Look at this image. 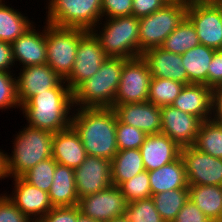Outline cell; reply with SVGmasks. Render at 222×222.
I'll list each match as a JSON object with an SVG mask.
<instances>
[{"label": "cell", "mask_w": 222, "mask_h": 222, "mask_svg": "<svg viewBox=\"0 0 222 222\" xmlns=\"http://www.w3.org/2000/svg\"><path fill=\"white\" fill-rule=\"evenodd\" d=\"M57 164L53 157L42 160L26 172L22 178L30 185L49 192L53 184V176Z\"/></svg>", "instance_id": "cell-34"}, {"label": "cell", "mask_w": 222, "mask_h": 222, "mask_svg": "<svg viewBox=\"0 0 222 222\" xmlns=\"http://www.w3.org/2000/svg\"><path fill=\"white\" fill-rule=\"evenodd\" d=\"M216 50L199 44L181 55L188 84L208 86V68Z\"/></svg>", "instance_id": "cell-26"}, {"label": "cell", "mask_w": 222, "mask_h": 222, "mask_svg": "<svg viewBox=\"0 0 222 222\" xmlns=\"http://www.w3.org/2000/svg\"><path fill=\"white\" fill-rule=\"evenodd\" d=\"M124 215L129 222H165L151 197L127 203Z\"/></svg>", "instance_id": "cell-35"}, {"label": "cell", "mask_w": 222, "mask_h": 222, "mask_svg": "<svg viewBox=\"0 0 222 222\" xmlns=\"http://www.w3.org/2000/svg\"><path fill=\"white\" fill-rule=\"evenodd\" d=\"M119 188L128 203L147 199L152 195L147 170H144L132 179L123 182Z\"/></svg>", "instance_id": "cell-37"}, {"label": "cell", "mask_w": 222, "mask_h": 222, "mask_svg": "<svg viewBox=\"0 0 222 222\" xmlns=\"http://www.w3.org/2000/svg\"><path fill=\"white\" fill-rule=\"evenodd\" d=\"M165 4V0H133L131 15L140 19L154 13Z\"/></svg>", "instance_id": "cell-43"}, {"label": "cell", "mask_w": 222, "mask_h": 222, "mask_svg": "<svg viewBox=\"0 0 222 222\" xmlns=\"http://www.w3.org/2000/svg\"><path fill=\"white\" fill-rule=\"evenodd\" d=\"M167 3H178L181 1H188V0H165Z\"/></svg>", "instance_id": "cell-51"}, {"label": "cell", "mask_w": 222, "mask_h": 222, "mask_svg": "<svg viewBox=\"0 0 222 222\" xmlns=\"http://www.w3.org/2000/svg\"><path fill=\"white\" fill-rule=\"evenodd\" d=\"M146 136L144 131L120 122L116 116V143L119 151L139 149Z\"/></svg>", "instance_id": "cell-38"}, {"label": "cell", "mask_w": 222, "mask_h": 222, "mask_svg": "<svg viewBox=\"0 0 222 222\" xmlns=\"http://www.w3.org/2000/svg\"><path fill=\"white\" fill-rule=\"evenodd\" d=\"M12 180V193L3 192L32 222H39L53 208L48 192L30 185L22 177Z\"/></svg>", "instance_id": "cell-14"}, {"label": "cell", "mask_w": 222, "mask_h": 222, "mask_svg": "<svg viewBox=\"0 0 222 222\" xmlns=\"http://www.w3.org/2000/svg\"><path fill=\"white\" fill-rule=\"evenodd\" d=\"M0 222H32L23 214L15 204L6 196L0 193Z\"/></svg>", "instance_id": "cell-39"}, {"label": "cell", "mask_w": 222, "mask_h": 222, "mask_svg": "<svg viewBox=\"0 0 222 222\" xmlns=\"http://www.w3.org/2000/svg\"><path fill=\"white\" fill-rule=\"evenodd\" d=\"M202 122L200 118L172 105L161 107V133L180 148L193 146Z\"/></svg>", "instance_id": "cell-16"}, {"label": "cell", "mask_w": 222, "mask_h": 222, "mask_svg": "<svg viewBox=\"0 0 222 222\" xmlns=\"http://www.w3.org/2000/svg\"><path fill=\"white\" fill-rule=\"evenodd\" d=\"M13 8L7 1H0V41L12 44L19 36L24 34L35 22Z\"/></svg>", "instance_id": "cell-28"}, {"label": "cell", "mask_w": 222, "mask_h": 222, "mask_svg": "<svg viewBox=\"0 0 222 222\" xmlns=\"http://www.w3.org/2000/svg\"><path fill=\"white\" fill-rule=\"evenodd\" d=\"M18 69L17 97L21 107L36 94L56 88L63 81L47 63Z\"/></svg>", "instance_id": "cell-17"}, {"label": "cell", "mask_w": 222, "mask_h": 222, "mask_svg": "<svg viewBox=\"0 0 222 222\" xmlns=\"http://www.w3.org/2000/svg\"><path fill=\"white\" fill-rule=\"evenodd\" d=\"M142 58L149 66L151 77L176 80L187 85V73L181 55L156 47L142 53Z\"/></svg>", "instance_id": "cell-21"}, {"label": "cell", "mask_w": 222, "mask_h": 222, "mask_svg": "<svg viewBox=\"0 0 222 222\" xmlns=\"http://www.w3.org/2000/svg\"><path fill=\"white\" fill-rule=\"evenodd\" d=\"M76 222H100V221L94 220V219L90 218L89 216L84 215L80 211V208L78 206V218H77Z\"/></svg>", "instance_id": "cell-48"}, {"label": "cell", "mask_w": 222, "mask_h": 222, "mask_svg": "<svg viewBox=\"0 0 222 222\" xmlns=\"http://www.w3.org/2000/svg\"><path fill=\"white\" fill-rule=\"evenodd\" d=\"M16 71H0V110L21 109L17 97ZM8 109V110H7Z\"/></svg>", "instance_id": "cell-36"}, {"label": "cell", "mask_w": 222, "mask_h": 222, "mask_svg": "<svg viewBox=\"0 0 222 222\" xmlns=\"http://www.w3.org/2000/svg\"><path fill=\"white\" fill-rule=\"evenodd\" d=\"M211 120L222 123V86L212 88Z\"/></svg>", "instance_id": "cell-46"}, {"label": "cell", "mask_w": 222, "mask_h": 222, "mask_svg": "<svg viewBox=\"0 0 222 222\" xmlns=\"http://www.w3.org/2000/svg\"><path fill=\"white\" fill-rule=\"evenodd\" d=\"M13 135L11 154L6 152L8 180L22 177L39 162L52 157L53 133L27 124ZM14 148V149H13Z\"/></svg>", "instance_id": "cell-3"}, {"label": "cell", "mask_w": 222, "mask_h": 222, "mask_svg": "<svg viewBox=\"0 0 222 222\" xmlns=\"http://www.w3.org/2000/svg\"><path fill=\"white\" fill-rule=\"evenodd\" d=\"M78 205L71 207H53L39 222H76Z\"/></svg>", "instance_id": "cell-41"}, {"label": "cell", "mask_w": 222, "mask_h": 222, "mask_svg": "<svg viewBox=\"0 0 222 222\" xmlns=\"http://www.w3.org/2000/svg\"><path fill=\"white\" fill-rule=\"evenodd\" d=\"M112 184L120 186L144 171V163L139 149L121 150L111 160Z\"/></svg>", "instance_id": "cell-29"}, {"label": "cell", "mask_w": 222, "mask_h": 222, "mask_svg": "<svg viewBox=\"0 0 222 222\" xmlns=\"http://www.w3.org/2000/svg\"><path fill=\"white\" fill-rule=\"evenodd\" d=\"M6 179H8V175L6 172V152L5 150L0 149V180L2 182V180Z\"/></svg>", "instance_id": "cell-47"}, {"label": "cell", "mask_w": 222, "mask_h": 222, "mask_svg": "<svg viewBox=\"0 0 222 222\" xmlns=\"http://www.w3.org/2000/svg\"><path fill=\"white\" fill-rule=\"evenodd\" d=\"M78 198L95 194L112 186L111 161L87 155L83 163L74 169Z\"/></svg>", "instance_id": "cell-15"}, {"label": "cell", "mask_w": 222, "mask_h": 222, "mask_svg": "<svg viewBox=\"0 0 222 222\" xmlns=\"http://www.w3.org/2000/svg\"><path fill=\"white\" fill-rule=\"evenodd\" d=\"M200 44L192 22L185 17L176 29L165 39L161 48L168 52L182 55Z\"/></svg>", "instance_id": "cell-30"}, {"label": "cell", "mask_w": 222, "mask_h": 222, "mask_svg": "<svg viewBox=\"0 0 222 222\" xmlns=\"http://www.w3.org/2000/svg\"><path fill=\"white\" fill-rule=\"evenodd\" d=\"M48 194L53 207L77 206L79 198L75 186L74 169L57 164L53 184Z\"/></svg>", "instance_id": "cell-25"}, {"label": "cell", "mask_w": 222, "mask_h": 222, "mask_svg": "<svg viewBox=\"0 0 222 222\" xmlns=\"http://www.w3.org/2000/svg\"><path fill=\"white\" fill-rule=\"evenodd\" d=\"M188 1H214V0H188Z\"/></svg>", "instance_id": "cell-52"}, {"label": "cell", "mask_w": 222, "mask_h": 222, "mask_svg": "<svg viewBox=\"0 0 222 222\" xmlns=\"http://www.w3.org/2000/svg\"><path fill=\"white\" fill-rule=\"evenodd\" d=\"M172 222H212L197 206L189 199L178 212Z\"/></svg>", "instance_id": "cell-42"}, {"label": "cell", "mask_w": 222, "mask_h": 222, "mask_svg": "<svg viewBox=\"0 0 222 222\" xmlns=\"http://www.w3.org/2000/svg\"><path fill=\"white\" fill-rule=\"evenodd\" d=\"M211 104V87L204 84H188L184 85L171 105L205 121L211 118Z\"/></svg>", "instance_id": "cell-23"}, {"label": "cell", "mask_w": 222, "mask_h": 222, "mask_svg": "<svg viewBox=\"0 0 222 222\" xmlns=\"http://www.w3.org/2000/svg\"><path fill=\"white\" fill-rule=\"evenodd\" d=\"M107 56L95 35L88 31L80 40L76 59L69 77L65 80L73 92L82 82L92 77Z\"/></svg>", "instance_id": "cell-11"}, {"label": "cell", "mask_w": 222, "mask_h": 222, "mask_svg": "<svg viewBox=\"0 0 222 222\" xmlns=\"http://www.w3.org/2000/svg\"><path fill=\"white\" fill-rule=\"evenodd\" d=\"M123 66V58L107 57L99 70L73 91L74 108L113 107Z\"/></svg>", "instance_id": "cell-4"}, {"label": "cell", "mask_w": 222, "mask_h": 222, "mask_svg": "<svg viewBox=\"0 0 222 222\" xmlns=\"http://www.w3.org/2000/svg\"><path fill=\"white\" fill-rule=\"evenodd\" d=\"M155 208L165 222H172L189 200V189H174L151 195Z\"/></svg>", "instance_id": "cell-32"}, {"label": "cell", "mask_w": 222, "mask_h": 222, "mask_svg": "<svg viewBox=\"0 0 222 222\" xmlns=\"http://www.w3.org/2000/svg\"><path fill=\"white\" fill-rule=\"evenodd\" d=\"M52 157L58 164L73 169L86 159L87 153L82 141L71 126L53 134Z\"/></svg>", "instance_id": "cell-22"}, {"label": "cell", "mask_w": 222, "mask_h": 222, "mask_svg": "<svg viewBox=\"0 0 222 222\" xmlns=\"http://www.w3.org/2000/svg\"><path fill=\"white\" fill-rule=\"evenodd\" d=\"M187 7L188 1L167 3L154 13L139 19V57L149 49L161 47L186 17Z\"/></svg>", "instance_id": "cell-7"}, {"label": "cell", "mask_w": 222, "mask_h": 222, "mask_svg": "<svg viewBox=\"0 0 222 222\" xmlns=\"http://www.w3.org/2000/svg\"><path fill=\"white\" fill-rule=\"evenodd\" d=\"M184 85L176 80L151 77L147 101L159 107L169 106L178 97Z\"/></svg>", "instance_id": "cell-33"}, {"label": "cell", "mask_w": 222, "mask_h": 222, "mask_svg": "<svg viewBox=\"0 0 222 222\" xmlns=\"http://www.w3.org/2000/svg\"><path fill=\"white\" fill-rule=\"evenodd\" d=\"M127 203L119 186L112 185L105 190L80 198L78 206L84 215L106 222L124 215Z\"/></svg>", "instance_id": "cell-13"}, {"label": "cell", "mask_w": 222, "mask_h": 222, "mask_svg": "<svg viewBox=\"0 0 222 222\" xmlns=\"http://www.w3.org/2000/svg\"><path fill=\"white\" fill-rule=\"evenodd\" d=\"M133 0H102V18L131 16Z\"/></svg>", "instance_id": "cell-40"}, {"label": "cell", "mask_w": 222, "mask_h": 222, "mask_svg": "<svg viewBox=\"0 0 222 222\" xmlns=\"http://www.w3.org/2000/svg\"><path fill=\"white\" fill-rule=\"evenodd\" d=\"M106 222H129V221L127 220L125 215H122V216L115 217L111 219L110 221H106Z\"/></svg>", "instance_id": "cell-49"}, {"label": "cell", "mask_w": 222, "mask_h": 222, "mask_svg": "<svg viewBox=\"0 0 222 222\" xmlns=\"http://www.w3.org/2000/svg\"><path fill=\"white\" fill-rule=\"evenodd\" d=\"M222 86V49L216 50L208 68V87Z\"/></svg>", "instance_id": "cell-44"}, {"label": "cell", "mask_w": 222, "mask_h": 222, "mask_svg": "<svg viewBox=\"0 0 222 222\" xmlns=\"http://www.w3.org/2000/svg\"><path fill=\"white\" fill-rule=\"evenodd\" d=\"M193 147L212 157L222 159V123L211 119L203 121Z\"/></svg>", "instance_id": "cell-31"}, {"label": "cell", "mask_w": 222, "mask_h": 222, "mask_svg": "<svg viewBox=\"0 0 222 222\" xmlns=\"http://www.w3.org/2000/svg\"><path fill=\"white\" fill-rule=\"evenodd\" d=\"M43 24L41 29L40 25L36 27L35 23L11 44L13 59L17 66L16 71L19 72L17 68L47 63L46 22L43 21Z\"/></svg>", "instance_id": "cell-18"}, {"label": "cell", "mask_w": 222, "mask_h": 222, "mask_svg": "<svg viewBox=\"0 0 222 222\" xmlns=\"http://www.w3.org/2000/svg\"><path fill=\"white\" fill-rule=\"evenodd\" d=\"M186 17L194 25L201 45L222 49L221 11L213 1H188Z\"/></svg>", "instance_id": "cell-9"}, {"label": "cell", "mask_w": 222, "mask_h": 222, "mask_svg": "<svg viewBox=\"0 0 222 222\" xmlns=\"http://www.w3.org/2000/svg\"><path fill=\"white\" fill-rule=\"evenodd\" d=\"M13 59L12 46L10 43L0 41V71H16Z\"/></svg>", "instance_id": "cell-45"}, {"label": "cell", "mask_w": 222, "mask_h": 222, "mask_svg": "<svg viewBox=\"0 0 222 222\" xmlns=\"http://www.w3.org/2000/svg\"><path fill=\"white\" fill-rule=\"evenodd\" d=\"M19 111L31 127L53 134L66 130L74 111L73 92L63 80L56 88L33 96Z\"/></svg>", "instance_id": "cell-2"}, {"label": "cell", "mask_w": 222, "mask_h": 222, "mask_svg": "<svg viewBox=\"0 0 222 222\" xmlns=\"http://www.w3.org/2000/svg\"><path fill=\"white\" fill-rule=\"evenodd\" d=\"M148 174L152 195L174 189H189L187 174L181 157L161 168L148 171Z\"/></svg>", "instance_id": "cell-24"}, {"label": "cell", "mask_w": 222, "mask_h": 222, "mask_svg": "<svg viewBox=\"0 0 222 222\" xmlns=\"http://www.w3.org/2000/svg\"><path fill=\"white\" fill-rule=\"evenodd\" d=\"M189 186H222V159L197 150L193 146L180 151Z\"/></svg>", "instance_id": "cell-12"}, {"label": "cell", "mask_w": 222, "mask_h": 222, "mask_svg": "<svg viewBox=\"0 0 222 222\" xmlns=\"http://www.w3.org/2000/svg\"><path fill=\"white\" fill-rule=\"evenodd\" d=\"M213 2L220 8L222 19V0H214Z\"/></svg>", "instance_id": "cell-50"}, {"label": "cell", "mask_w": 222, "mask_h": 222, "mask_svg": "<svg viewBox=\"0 0 222 222\" xmlns=\"http://www.w3.org/2000/svg\"><path fill=\"white\" fill-rule=\"evenodd\" d=\"M189 199L212 222H222V186H188Z\"/></svg>", "instance_id": "cell-27"}, {"label": "cell", "mask_w": 222, "mask_h": 222, "mask_svg": "<svg viewBox=\"0 0 222 222\" xmlns=\"http://www.w3.org/2000/svg\"><path fill=\"white\" fill-rule=\"evenodd\" d=\"M88 31L79 28L60 27L46 22L47 64L66 80L76 59L79 40Z\"/></svg>", "instance_id": "cell-8"}, {"label": "cell", "mask_w": 222, "mask_h": 222, "mask_svg": "<svg viewBox=\"0 0 222 222\" xmlns=\"http://www.w3.org/2000/svg\"><path fill=\"white\" fill-rule=\"evenodd\" d=\"M45 22L91 31L102 20V0H46Z\"/></svg>", "instance_id": "cell-6"}, {"label": "cell", "mask_w": 222, "mask_h": 222, "mask_svg": "<svg viewBox=\"0 0 222 222\" xmlns=\"http://www.w3.org/2000/svg\"><path fill=\"white\" fill-rule=\"evenodd\" d=\"M104 20V21H103ZM107 57H139V19L135 16L102 18L91 30Z\"/></svg>", "instance_id": "cell-5"}, {"label": "cell", "mask_w": 222, "mask_h": 222, "mask_svg": "<svg viewBox=\"0 0 222 222\" xmlns=\"http://www.w3.org/2000/svg\"><path fill=\"white\" fill-rule=\"evenodd\" d=\"M147 171L161 168L180 157L181 148L163 133L147 134L139 148Z\"/></svg>", "instance_id": "cell-20"}, {"label": "cell", "mask_w": 222, "mask_h": 222, "mask_svg": "<svg viewBox=\"0 0 222 222\" xmlns=\"http://www.w3.org/2000/svg\"><path fill=\"white\" fill-rule=\"evenodd\" d=\"M87 155L112 160L116 143V113L111 108H74L71 125Z\"/></svg>", "instance_id": "cell-1"}, {"label": "cell", "mask_w": 222, "mask_h": 222, "mask_svg": "<svg viewBox=\"0 0 222 222\" xmlns=\"http://www.w3.org/2000/svg\"><path fill=\"white\" fill-rule=\"evenodd\" d=\"M151 73L141 57L124 59L120 83L114 104L144 102L148 100Z\"/></svg>", "instance_id": "cell-10"}, {"label": "cell", "mask_w": 222, "mask_h": 222, "mask_svg": "<svg viewBox=\"0 0 222 222\" xmlns=\"http://www.w3.org/2000/svg\"><path fill=\"white\" fill-rule=\"evenodd\" d=\"M117 119L146 134L161 133V107L149 101L114 104Z\"/></svg>", "instance_id": "cell-19"}]
</instances>
